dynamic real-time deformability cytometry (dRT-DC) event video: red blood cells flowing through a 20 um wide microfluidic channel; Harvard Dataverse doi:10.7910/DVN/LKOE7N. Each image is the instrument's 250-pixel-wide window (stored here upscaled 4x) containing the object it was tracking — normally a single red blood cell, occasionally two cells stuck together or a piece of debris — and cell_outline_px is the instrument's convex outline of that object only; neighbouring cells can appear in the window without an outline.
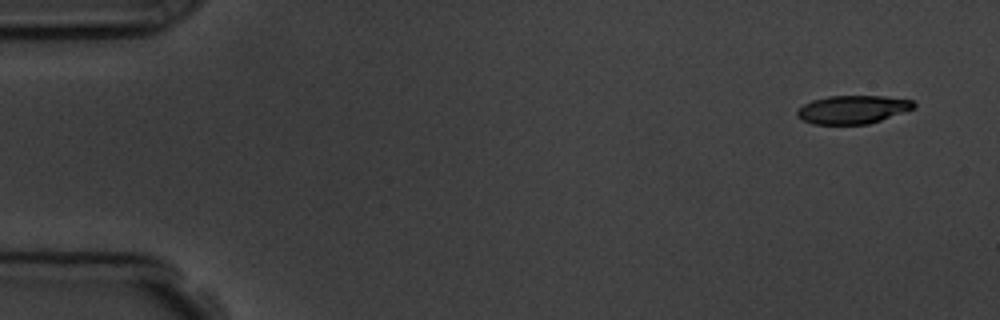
{"species": "common noctule bat (a hibernating species)", "species_latin": "Nyctalus noctula", "temperature_condition": "room temperature", "stored_images_in_passage": 6, "camera_frame_rate_fps": 3000, "um_per_image_px": 0.085, "animal": {"sex": "male", "body_mass_g": 19.5, "forearm_length_mm": 54.6}, "frame": {"image": 1, "passage_image": 6, "time_ms": 7.333, "image_size_px": [1000, 320], "cell_outline_px": [[916, 108], [868, 124], [812, 124], [796, 116], [796, 112], [804, 104], [812, 100], [828, 96], [884, 96], [912, 100], [916, 104]], "centroid_in_image_um": [72.49, 9.3], "position_along_channel_um": 12.5, "area_um2": 19.19}}